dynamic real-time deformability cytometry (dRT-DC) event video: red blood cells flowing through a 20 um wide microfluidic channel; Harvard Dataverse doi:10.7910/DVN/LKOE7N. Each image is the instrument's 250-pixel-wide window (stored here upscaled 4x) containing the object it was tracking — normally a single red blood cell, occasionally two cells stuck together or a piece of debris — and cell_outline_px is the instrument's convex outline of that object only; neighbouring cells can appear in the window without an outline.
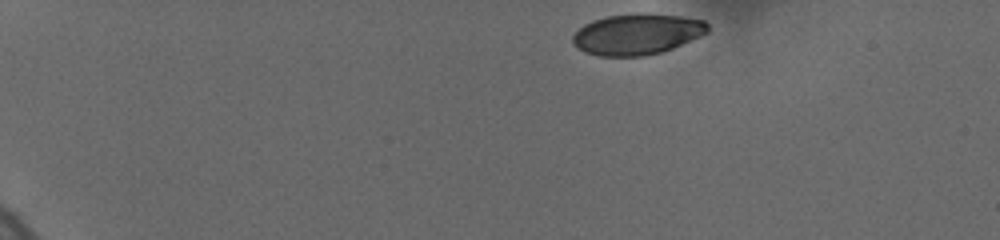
{"species": "human", "species_latin": "Homo sapiens", "temperature_condition": "cold", "stored_images_in_passage": 5, "camera_frame_rate_fps": 3000, "um_per_image_px": 0.085, "donor": {"sex": "female"}, "frame": {"image": 1, "passage_image": 1, "time_ms": 0.0, "image_size_px": [1000, 240], "cell_outline_px": [[708, 32], [700, 36], [672, 48], [660, 52], [644, 56], [600, 56], [584, 52], [572, 44], [572, 36], [584, 24], [592, 20], [604, 16], [636, 12], [648, 12], [680, 16], [704, 20], [708, 24]], "centroid_in_image_um": [54.12, 2.88], "position_along_channel_um": 30.9, "area_um2": 32.54}}
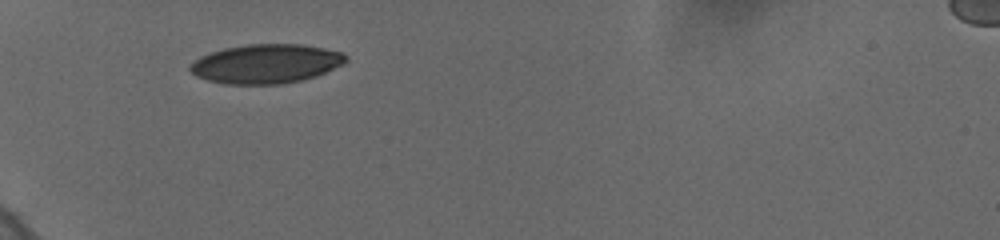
{"frame": {"image": 2, "passage_image": 4, "time_ms": 3.333, "image_size_px": [1000, 240], "cell_outline_px": [[348, 60], [344, 64], [316, 76], [300, 80], [280, 84], [224, 84], [208, 80], [196, 76], [188, 68], [200, 56], [224, 48], [248, 44], [304, 44], [344, 52], [348, 56]], "centroid_in_image_um": [22.66, 5.41], "position_along_channel_um": 62.3, "area_um2": 35.6}}
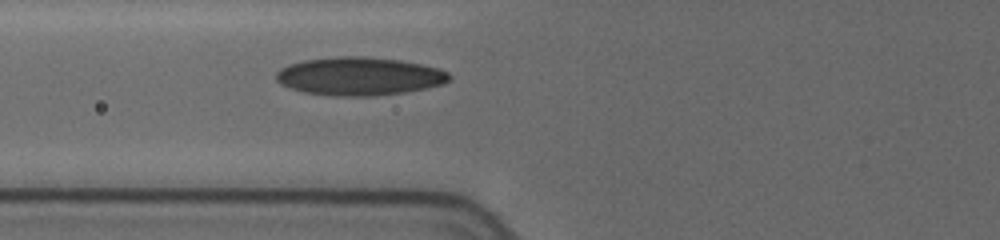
{"frame": {"image": 3, "passage_image": 5, "time_ms": 4.667, "image_size_px": [1000, 240], "cell_outline_px": [[452, 76], [444, 84], [404, 92], [372, 96], [336, 96], [304, 92], [280, 84], [276, 80], [276, 72], [280, 68], [288, 64], [304, 60], [336, 56], [364, 56], [400, 60], [420, 64], [436, 68], [448, 72]], "centroid_in_image_um": [30.51, 6.47], "position_along_channel_um": 95.3, "area_um2": 38.49}}